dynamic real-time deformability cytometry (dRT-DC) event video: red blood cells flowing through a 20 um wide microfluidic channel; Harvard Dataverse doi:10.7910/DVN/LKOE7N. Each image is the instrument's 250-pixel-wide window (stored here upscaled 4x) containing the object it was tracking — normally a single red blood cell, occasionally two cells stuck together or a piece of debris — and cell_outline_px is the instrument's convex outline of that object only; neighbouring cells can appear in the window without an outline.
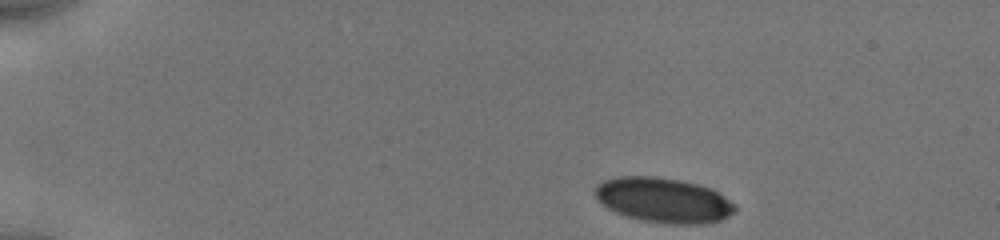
{"species": "human", "species_latin": "Homo sapiens", "temperature_condition": "cold", "stored_images_in_passage": 33, "camera_frame_rate_fps": 3000, "um_per_image_px": 0.085, "donor": {"sex": "male"}, "frame": {"image": 1, "passage_image": 1, "time_ms": 0.0, "image_size_px": [1000, 240], "cell_outline_px": [[736, 212], [720, 220], [704, 224], [668, 224], [640, 220], [624, 216], [608, 208], [596, 196], [596, 184], [604, 180], [616, 176], [656, 176], [680, 180], [700, 184], [712, 188], [736, 204]], "centroid_in_image_um": [56.43, 17.01], "position_along_channel_um": 28.6, "area_um2": 36.93}}
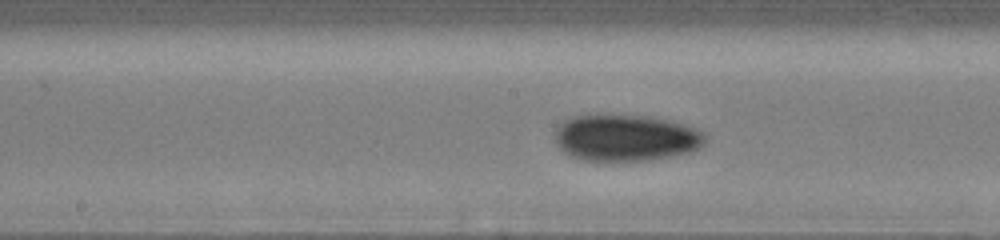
{"frame": {"image": 2, "passage_image": 14, "time_ms": 6.667, "image_size_px": [1000, 240], "cell_outline_px": [[708, 140], [700, 148], [692, 152], [672, 156], [648, 160], [580, 160], [564, 152], [556, 144], [556, 128], [564, 120], [572, 116], [600, 112], [652, 116], [672, 120], [696, 128], [704, 132], [708, 136]], "centroid_in_image_um": [53.22, 11.66], "position_along_channel_um": 195.0, "area_um2": 42.02}}
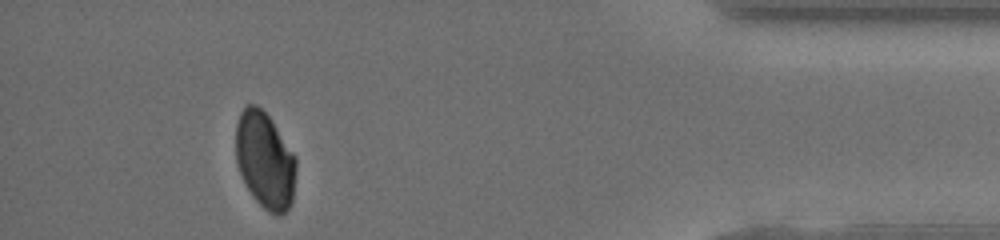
{"frame": {"image": 3, "passage_image": 27, "time_ms": 13.333, "image_size_px": [1000, 240], "cell_outline_px": [[296, 172], [292, 204], [280, 216], [276, 216], [268, 212], [256, 200], [248, 188], [240, 172], [236, 160], [236, 124], [240, 112], [244, 104], [256, 104], [272, 120], [296, 156]], "centroid_in_image_um": [22.53, 13.61], "position_along_channel_um": 412.7, "area_um2": 34.1}, "authors_computed_cell_mechanics": {"area_um2": 37.6856, "velocity_mm_per_s": 3.9184, "shape_relaxation_time_tau1_ms": 9.0181, "shape_relaxation_time_tau2_ms": null, "deformation_change_tau1": 0.1038, "deformation_change_tau2": null}}